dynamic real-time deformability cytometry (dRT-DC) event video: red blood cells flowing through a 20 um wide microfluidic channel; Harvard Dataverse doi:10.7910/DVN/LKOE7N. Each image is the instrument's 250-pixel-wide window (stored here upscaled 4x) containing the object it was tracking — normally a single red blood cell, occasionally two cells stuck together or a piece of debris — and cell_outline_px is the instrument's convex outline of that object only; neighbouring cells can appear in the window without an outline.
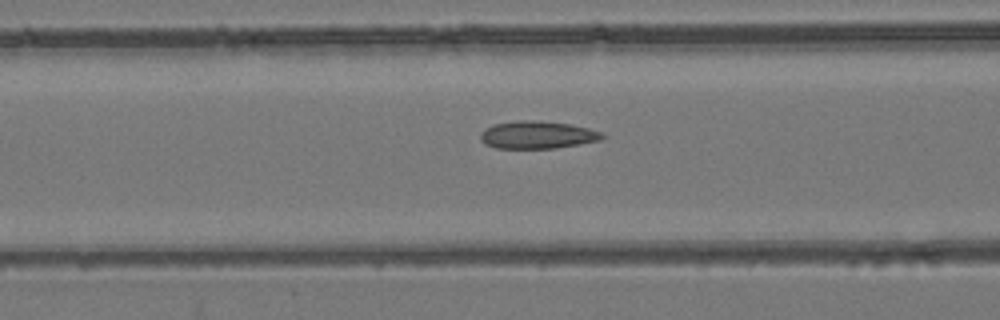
{"species": "common noctule bat (a hibernating species)", "species_latin": "Nyctalus noctula", "temperature_condition": "room temperature", "stored_images_in_passage": 35, "camera_frame_rate_fps": 3000, "um_per_image_px": 0.085, "animal": {"sex": "female", "body_mass_g": 24.6, "forearm_length_mm": 56.2}, "frame": {"image": 1, "passage_image": 10, "time_ms": 3.0, "image_size_px": [1000, 320], "cell_outline_px": [[608, 136], [600, 140], [580, 144], [556, 148], [496, 148], [484, 144], [480, 140], [480, 132], [484, 128], [492, 124], [520, 120], [532, 120], [568, 124], [588, 128], [604, 132]], "centroid_in_image_um": [45.67, 11.47], "position_along_channel_um": 120.9, "area_um2": 19.77}}
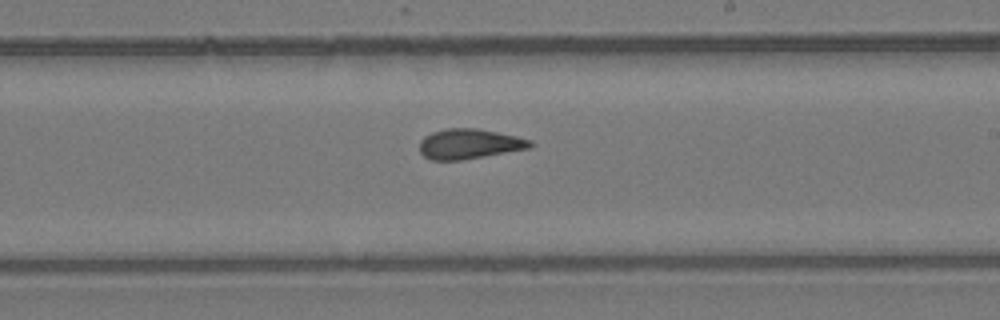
{"frame": {"image": 2, "passage_image": 20, "time_ms": 6.333, "image_size_px": [1000, 320], "cell_outline_px": [[536, 144], [532, 148], [460, 160], [432, 160], [424, 156], [420, 152], [420, 140], [424, 136], [432, 132], [444, 128], [476, 128], [516, 136], [532, 140]], "centroid_in_image_um": [39.91, 12.23], "position_along_channel_um": 249.1, "area_um2": 19.48}}
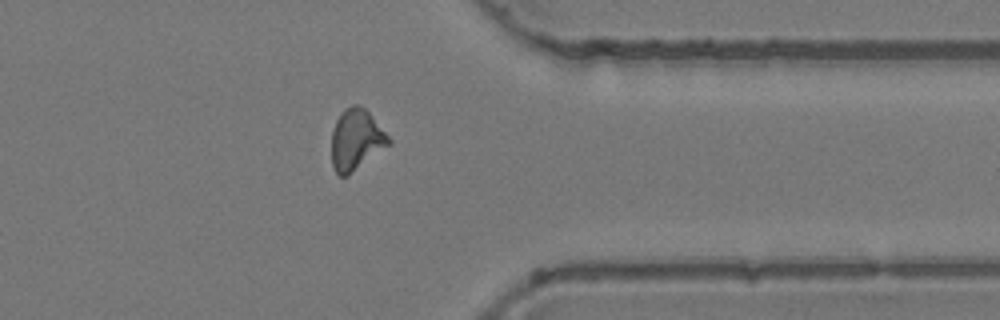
{"frame": {"image": 3, "passage_image": 31, "time_ms": 10.0, "image_size_px": [1000, 320], "cell_outline_px": [[392, 144], [348, 176], [340, 176], [336, 172], [332, 164], [332, 128], [340, 112], [344, 108], [352, 104], [360, 104], [368, 112], [392, 140]], "centroid_in_image_um": [30.28, 11.88], "position_along_channel_um": 381.1, "area_um2": 20.58}}